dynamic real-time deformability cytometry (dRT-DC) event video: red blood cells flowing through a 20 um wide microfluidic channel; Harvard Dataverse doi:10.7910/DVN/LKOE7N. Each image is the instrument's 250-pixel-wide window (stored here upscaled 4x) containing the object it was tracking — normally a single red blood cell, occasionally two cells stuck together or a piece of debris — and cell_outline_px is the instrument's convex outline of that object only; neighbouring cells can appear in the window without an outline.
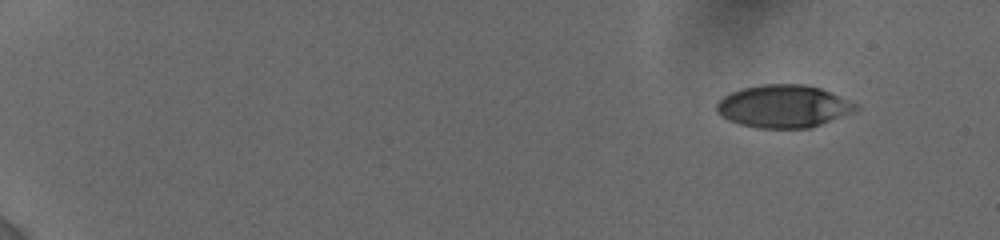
{"species": "human", "species_latin": "Homo sapiens", "temperature_condition": "cold", "stored_images_in_passage": 45, "camera_frame_rate_fps": 3000, "um_per_image_px": 0.085, "donor": {"sex": "female"}, "frame": {"image": 1, "passage_image": 1, "time_ms": 0.0, "image_size_px": [1000, 240], "cell_outline_px": [[860, 108], [852, 112], [820, 124], [808, 128], [756, 128], [740, 124], [728, 120], [716, 112], [716, 104], [724, 96], [740, 88], [760, 84], [804, 84], [820, 88], [856, 104]], "centroid_in_image_um": [66.54, 9.03], "position_along_channel_um": 18.5, "area_um2": 34.33}}
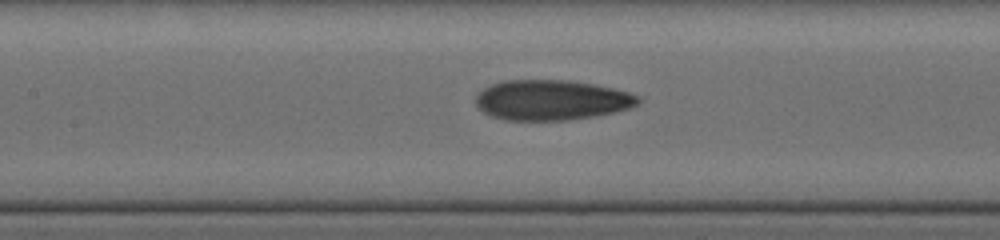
{"frame": {"image": 2, "passage_image": 25, "time_ms": 8.0, "image_size_px": [1000, 240], "cell_outline_px": [[640, 104], [628, 108], [612, 112], [592, 116], [568, 120], [504, 120], [492, 116], [484, 112], [476, 104], [476, 96], [484, 88], [492, 84], [504, 80], [568, 80], [592, 84], [612, 88], [628, 92], [640, 96]], "centroid_in_image_um": [46.87, 8.5], "position_along_channel_um": 160.5, "area_um2": 37.8}}
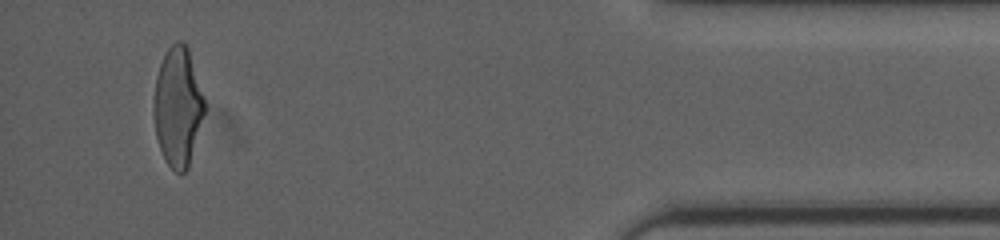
{"frame": {"image": 3, "passage_image": 45, "time_ms": 16.0, "image_size_px": [1000, 240], "cell_outline_px": [[204, 112], [188, 168], [180, 176], [168, 164], [160, 148], [156, 136], [152, 112], [152, 100], [156, 76], [160, 64], [168, 48], [176, 40], [180, 40], [188, 48], [204, 96]], "centroid_in_image_um": [15.08, 9.06], "position_along_channel_um": 420.1, "area_um2": 35.2}, "authors_computed_cell_mechanics": {"area_um2": 36.703, "velocity_mm_per_s": 3.8414, "shape_relaxation_time_tau1_ms": null, "shape_relaxation_time_tau2_ms": 1.7373, "deformation_change_tau1": null, "deformation_change_tau2": 0.0964}}